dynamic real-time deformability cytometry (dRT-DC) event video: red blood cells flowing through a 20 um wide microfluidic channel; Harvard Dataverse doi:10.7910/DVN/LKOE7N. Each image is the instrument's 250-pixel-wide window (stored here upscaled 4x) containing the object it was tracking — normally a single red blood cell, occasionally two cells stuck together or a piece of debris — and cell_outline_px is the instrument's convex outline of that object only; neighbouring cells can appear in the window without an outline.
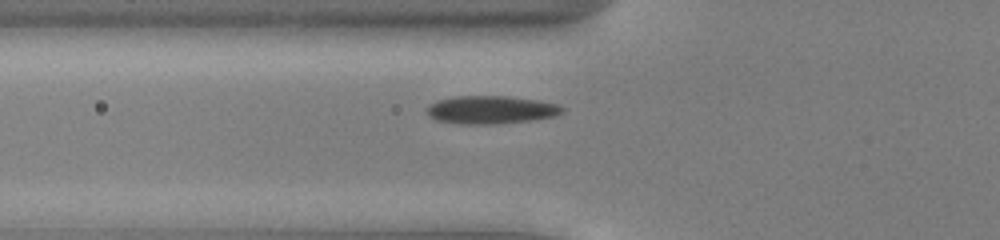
{"species": "common noctule bat (a hibernating species)", "species_latin": "Nyctalus noctula", "temperature_condition": "cold", "stored_images_in_passage": 36, "camera_frame_rate_fps": 3000, "um_per_image_px": 0.085, "animal": {"sex": "male", "body_mass_g": 13.0, "forearm_length_mm": 53.1}, "frame": {"image": 1, "passage_image": 2, "time_ms": 0.333, "image_size_px": [1000, 240], "cell_outline_px": [[564, 112], [556, 116], [532, 120], [496, 124], [460, 124], [436, 120], [428, 112], [428, 104], [436, 100], [456, 96], [508, 96], [540, 100], [560, 104], [564, 108]], "centroid_in_image_um": [41.79, 9.32], "position_along_channel_um": 84.0, "area_um2": 22.31}}
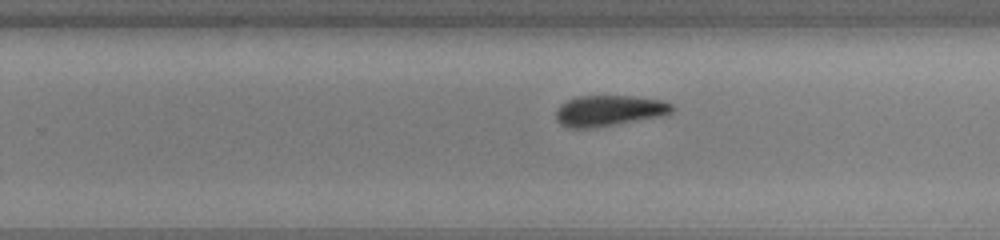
{"frame": {"image": 2, "passage_image": 17, "time_ms": 5.333, "image_size_px": [1000, 240], "cell_outline_px": [[676, 108], [668, 116], [592, 128], [568, 128], [560, 124], [556, 120], [556, 112], [560, 104], [576, 96], [632, 96], [660, 100], [672, 104]], "centroid_in_image_um": [51.81, 9.42], "position_along_channel_um": 278.0, "area_um2": 21.21}}
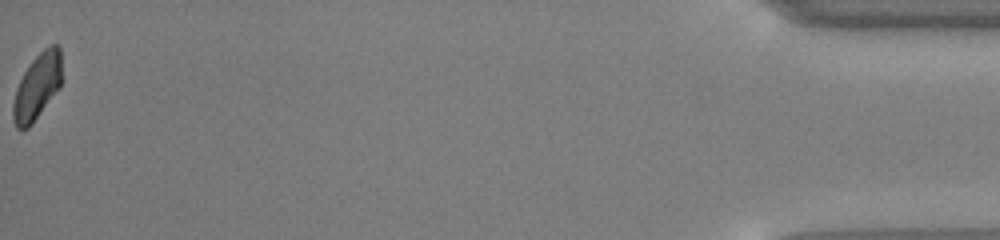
{"frame": {"image": 3, "passage_image": 36, "time_ms": 11.667, "image_size_px": [1000, 240], "cell_outline_px": [[60, 88], [32, 124], [28, 128], [16, 128], [12, 116], [12, 104], [16, 88], [24, 72], [32, 60], [44, 48], [52, 44], [56, 44], [60, 48]], "centroid_in_image_um": [3.14, 7.38], "position_along_channel_um": 432.1, "area_um2": 18.55}, "authors_computed_cell_mechanics": {"area_um2": 20.5768, "velocity_mm_per_s": 3.8832, "shape_relaxation_time_tau1_ms": 4.4387, "shape_relaxation_time_tau2_ms": 1.5192, "deformation_change_tau1": 0.0868, "deformation_change_tau2": 0.0492}}